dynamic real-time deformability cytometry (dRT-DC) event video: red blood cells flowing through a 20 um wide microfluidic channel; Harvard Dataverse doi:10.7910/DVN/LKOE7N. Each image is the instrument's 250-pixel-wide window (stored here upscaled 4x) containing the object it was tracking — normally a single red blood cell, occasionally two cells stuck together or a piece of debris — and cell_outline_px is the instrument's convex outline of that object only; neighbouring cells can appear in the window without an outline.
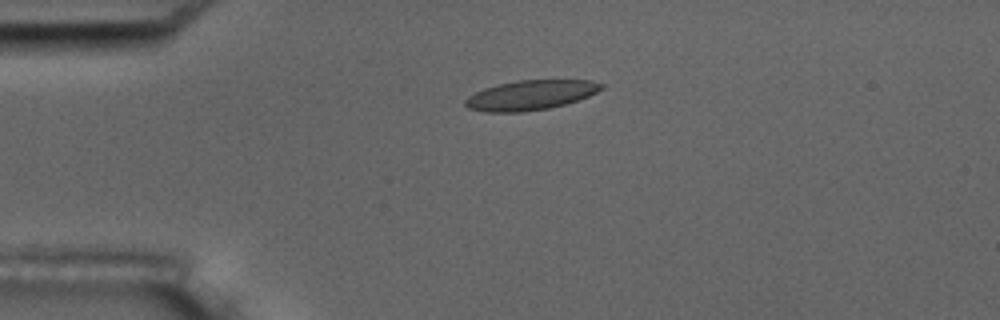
{"species": "common noctule bat (a hibernating species)", "species_latin": "Nyctalus noctula", "temperature_condition": "room temperature", "stored_images_in_passage": 3, "camera_frame_rate_fps": 3000, "um_per_image_px": 0.085, "animal": {"sex": "male", "body_mass_g": 17.5, "forearm_length_mm": 52.3}, "frame": {"image": 1, "passage_image": 2, "time_ms": 1.333, "image_size_px": [1000, 320], "cell_outline_px": [[604, 88], [588, 96], [564, 104], [548, 108], [520, 112], [484, 112], [468, 108], [464, 104], [464, 100], [468, 96], [484, 88], [516, 80], [592, 80], [604, 84]], "centroid_in_image_um": [45.08, 8.08], "position_along_channel_um": 39.9, "area_um2": 23.47}}